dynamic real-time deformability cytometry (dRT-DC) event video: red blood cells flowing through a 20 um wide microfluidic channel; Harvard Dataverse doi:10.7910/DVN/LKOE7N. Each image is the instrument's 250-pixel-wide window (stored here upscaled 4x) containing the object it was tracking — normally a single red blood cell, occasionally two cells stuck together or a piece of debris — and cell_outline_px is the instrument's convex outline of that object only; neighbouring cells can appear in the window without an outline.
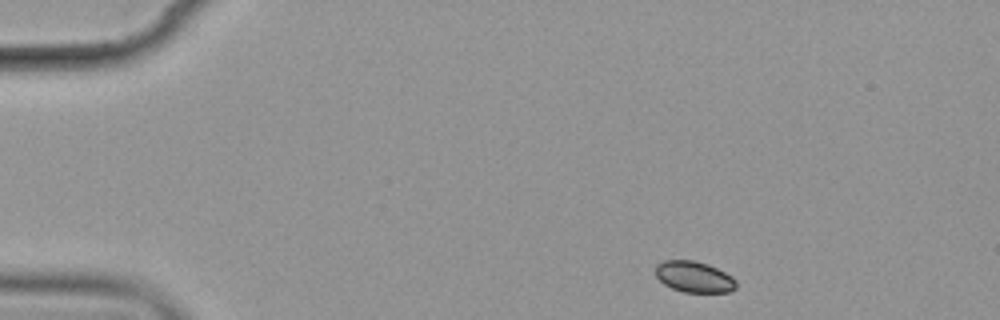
{"species": "common noctule bat (a hibernating species)", "species_latin": "Nyctalus noctula", "temperature_condition": "cold", "stored_images_in_passage": 8, "camera_frame_rate_fps": 3000, "um_per_image_px": 0.085, "animal": {"sex": "female", "body_mass_g": 19.9}, "frame": {"image": 1, "passage_image": 1, "time_ms": 0.0, "image_size_px": [1000, 320], "cell_outline_px": [[736, 288], [732, 292], [684, 292], [672, 288], [664, 284], [656, 276], [656, 264], [664, 260], [692, 260], [708, 264], [732, 276], [736, 280]], "centroid_in_image_um": [59.01, 23.53], "position_along_channel_um": 26.0, "area_um2": 14.62}}
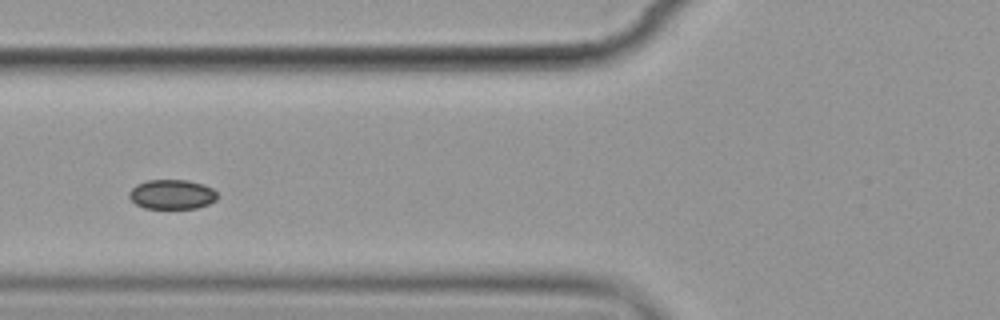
{"frame": {"image": 2, "passage_image": 5, "time_ms": 4.667, "image_size_px": [1000, 320], "cell_outline_px": [[216, 200], [208, 204], [196, 208], [144, 208], [136, 204], [128, 196], [128, 192], [136, 184], [148, 180], [188, 180], [204, 184], [212, 188], [216, 192]], "centroid_in_image_um": [14.6, 16.51], "position_along_channel_um": 111.2, "area_um2": 15.2}}
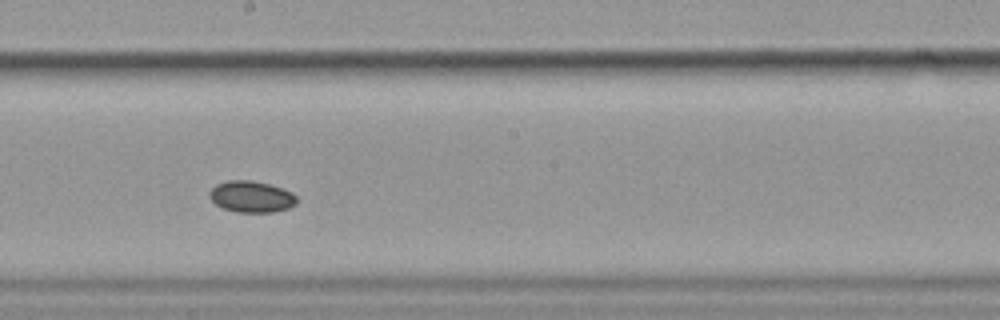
{"frame": {"image": 3, "passage_image": 8, "time_ms": 8.0, "image_size_px": [1000, 320], "cell_outline_px": [[296, 204], [288, 208], [272, 212], [236, 212], [224, 208], [216, 204], [208, 196], [208, 192], [216, 184], [228, 180], [248, 180], [268, 184], [292, 192], [296, 196]], "centroid_in_image_um": [21.34, 16.72], "position_along_channel_um": 226.9, "area_um2": 15.84}}